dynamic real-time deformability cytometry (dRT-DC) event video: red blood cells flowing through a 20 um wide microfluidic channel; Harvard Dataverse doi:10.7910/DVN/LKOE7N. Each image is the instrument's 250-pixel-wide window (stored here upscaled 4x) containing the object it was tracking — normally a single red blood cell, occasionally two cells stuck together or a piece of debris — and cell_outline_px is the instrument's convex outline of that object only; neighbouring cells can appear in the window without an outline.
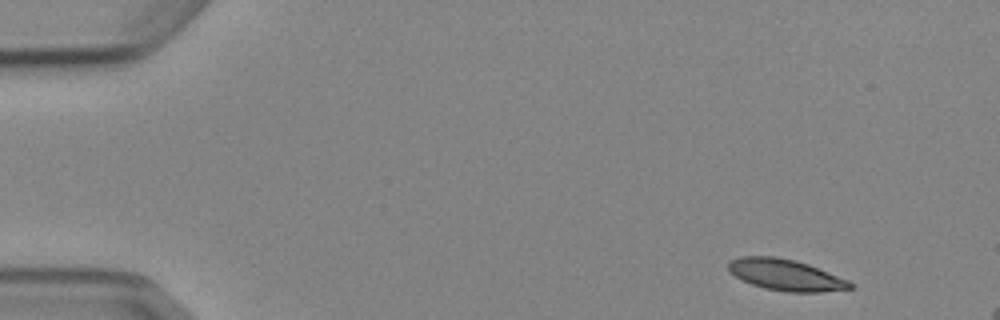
{"species": "Egyptian fruit bat (a non-hibernating species)", "species_latin": "Rousettus aegyptiacus", "temperature_condition": "cold", "stored_images_in_passage": 4, "camera_frame_rate_fps": 3000, "um_per_image_px": 0.085, "animal": {"sex": "female"}, "frame": {"image": 1, "passage_image": 1, "time_ms": 0.0, "image_size_px": [1000, 320], "cell_outline_px": [[856, 288], [820, 292], [788, 292], [764, 288], [752, 284], [736, 276], [728, 268], [728, 264], [732, 260], [740, 256], [776, 256], [796, 260], [808, 264], [848, 280], [856, 284]], "centroid_in_image_um": [66.84, 23.37], "position_along_channel_um": 18.2, "area_um2": 22.14}}